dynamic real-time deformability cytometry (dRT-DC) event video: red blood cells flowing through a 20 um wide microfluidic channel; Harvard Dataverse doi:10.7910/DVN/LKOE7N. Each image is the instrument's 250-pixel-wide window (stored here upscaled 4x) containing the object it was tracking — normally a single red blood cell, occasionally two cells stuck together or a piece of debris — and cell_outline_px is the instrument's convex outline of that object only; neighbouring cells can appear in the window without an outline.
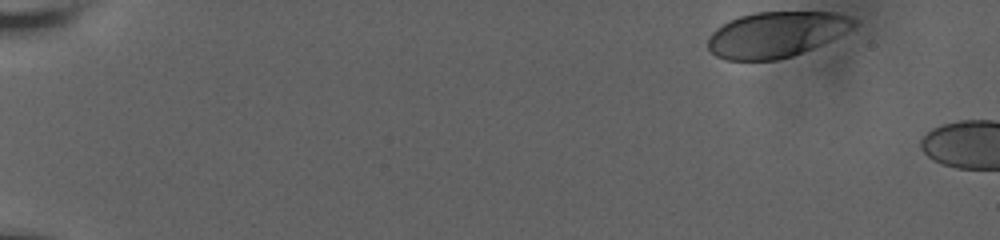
{"species": "human", "species_latin": "Homo sapiens", "temperature_condition": "room temperature", "stored_images_in_passage": 6, "camera_frame_rate_fps": 3000, "um_per_image_px": 0.085, "donor": {"sex": "male"}, "frame": {"image": 1, "passage_image": 1, "time_ms": 0.0, "image_size_px": [1000, 240], "cell_outline_px": [[856, 24], [852, 28], [812, 48], [792, 56], [776, 60], [728, 60], [716, 56], [708, 48], [708, 36], [716, 28], [740, 16], [756, 12], [832, 12], [848, 16], [856, 20]], "centroid_in_image_um": [65.93, 2.93], "position_along_channel_um": 19.1, "area_um2": 38.26}}